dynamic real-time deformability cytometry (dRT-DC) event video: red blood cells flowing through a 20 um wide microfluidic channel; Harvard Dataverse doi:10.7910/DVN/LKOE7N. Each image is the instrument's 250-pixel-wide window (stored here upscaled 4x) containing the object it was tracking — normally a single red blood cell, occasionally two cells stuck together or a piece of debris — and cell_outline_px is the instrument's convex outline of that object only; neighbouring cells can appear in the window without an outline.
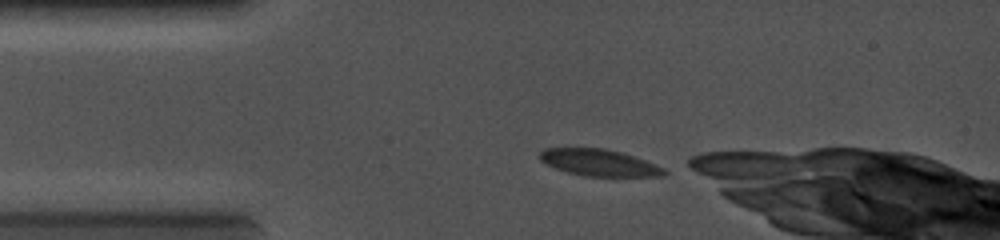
{"species": "common noctule bat (a hibernating species)", "species_latin": "Nyctalus noctula", "temperature_condition": "cold", "stored_images_in_passage": 44, "camera_frame_rate_fps": 5000, "um_per_image_px": 0.085, "animal": {"sex": "female", "body_mass_g": 19.0, "forearm_length_mm": 56.7}, "frame": {"image": 1, "passage_image": 1, "time_ms": 0.0, "image_size_px": [1000, 240], "cell_outline_px": [[668, 172], [664, 176], [584, 176], [568, 172], [556, 168], [540, 160], [540, 152], [544, 148], [604, 148], [620, 152], [656, 164], [664, 168]], "centroid_in_image_um": [50.94, 13.83], "position_along_channel_um": 34.1, "area_um2": 19.13}}
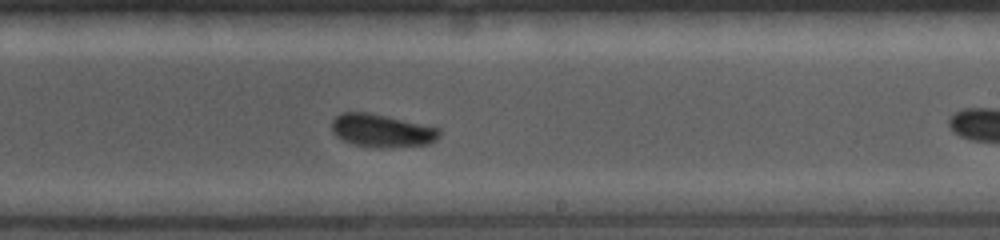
{"frame": {"image": 2, "passage_image": 24, "time_ms": 5.4, "image_size_px": [1000, 240], "cell_outline_px": [[440, 136], [436, 140], [428, 144], [376, 148], [356, 144], [344, 140], [336, 136], [332, 132], [332, 120], [340, 112], [368, 112], [440, 128]], "centroid_in_image_um": [32.44, 11.09], "position_along_channel_um": 256.6, "area_um2": 20.52}}
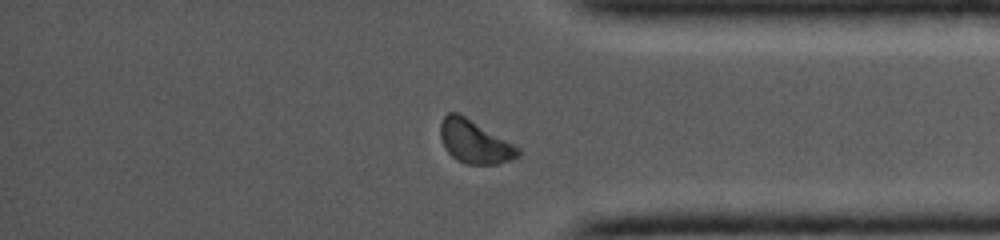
{"frame": {"image": 3, "passage_image": 37, "time_ms": 8.4, "image_size_px": [1000, 240], "cell_outline_px": [[520, 156], [496, 164], [468, 164], [456, 160], [444, 148], [440, 136], [440, 124], [444, 116], [448, 112], [460, 112], [516, 144], [520, 148]], "centroid_in_image_um": [40.35, 12.02], "position_along_channel_um": 394.9, "area_um2": 19.94}}